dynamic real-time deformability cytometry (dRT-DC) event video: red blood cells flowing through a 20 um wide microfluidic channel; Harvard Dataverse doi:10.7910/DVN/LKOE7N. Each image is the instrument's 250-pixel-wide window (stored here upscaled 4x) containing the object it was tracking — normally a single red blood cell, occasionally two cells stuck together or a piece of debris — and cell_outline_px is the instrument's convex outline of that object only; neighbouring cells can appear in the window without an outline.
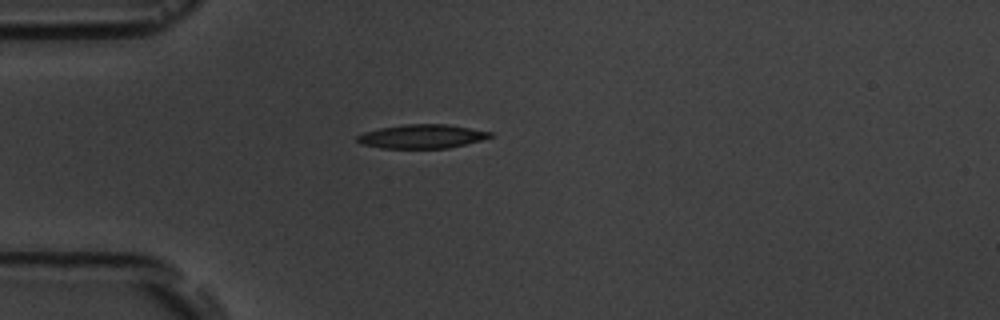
{"species": "common noctule bat (a hibernating species)", "species_latin": "Nyctalus noctula", "temperature_condition": "room temperature", "stored_images_in_passage": 1, "camera_frame_rate_fps": 3000, "um_per_image_px": 0.085, "animal": {"sex": "male", "body_mass_g": 19.5, "forearm_length_mm": 54.6}, "frame": {"image": 1, "passage_image": 1, "time_ms": 0.0, "image_size_px": [1000, 320], "cell_outline_px": [[492, 136], [480, 140], [448, 148], [380, 148], [360, 144], [356, 140], [356, 136], [364, 132], [380, 128], [404, 124], [448, 124], [492, 132]], "centroid_in_image_um": [35.81, 11.59], "position_along_channel_um": 49.2, "area_um2": 18.44}}